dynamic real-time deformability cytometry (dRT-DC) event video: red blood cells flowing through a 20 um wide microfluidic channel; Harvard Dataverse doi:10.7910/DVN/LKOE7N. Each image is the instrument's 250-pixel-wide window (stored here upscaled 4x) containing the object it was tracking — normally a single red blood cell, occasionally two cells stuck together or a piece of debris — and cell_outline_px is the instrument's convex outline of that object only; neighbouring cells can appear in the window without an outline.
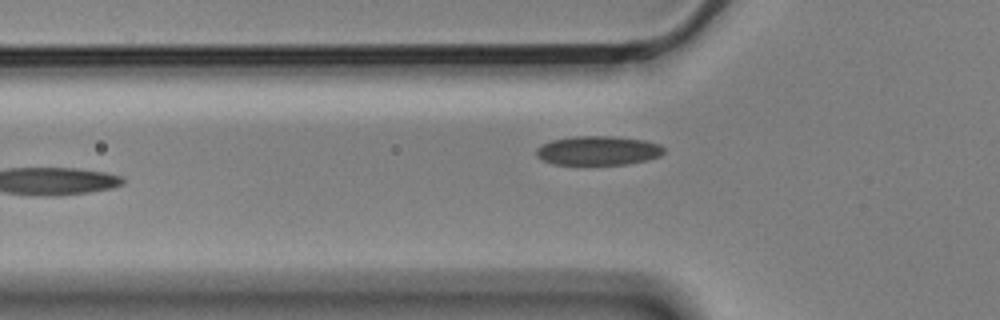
{"species": "Egyptian fruit bat (a non-hibernating species)", "species_latin": "Rousettus aegyptiacus", "temperature_condition": "cold", "stored_images_in_passage": 8, "camera_frame_rate_fps": 3000, "um_per_image_px": 0.085, "animal": {"sex": "male"}, "frame": {"image": 1, "passage_image": 6, "time_ms": 1.667, "image_size_px": [1000, 320], "cell_outline_px": [[664, 152], [660, 156], [628, 164], [552, 164], [540, 160], [536, 156], [536, 148], [540, 144], [552, 140], [572, 136], [612, 136], [644, 140], [660, 144], [664, 148]], "centroid_in_image_um": [50.79, 12.79], "position_along_channel_um": 75.0, "area_um2": 21.79}}
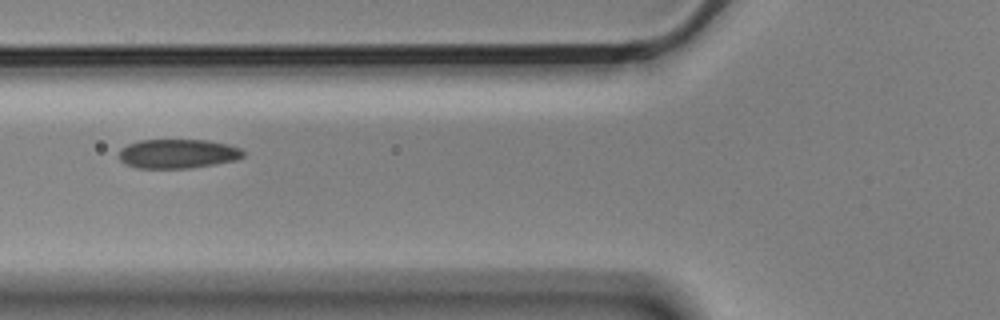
{"frame": {"image": 2, "passage_image": 7, "time_ms": 2.0, "image_size_px": [1000, 320], "cell_outline_px": [[244, 156], [236, 160], [216, 164], [188, 168], [136, 168], [124, 164], [120, 160], [120, 148], [128, 144], [140, 140], [208, 140], [228, 144], [240, 148], [244, 152]], "centroid_in_image_um": [15.11, 13.07], "position_along_channel_um": 110.7, "area_um2": 21.27}}
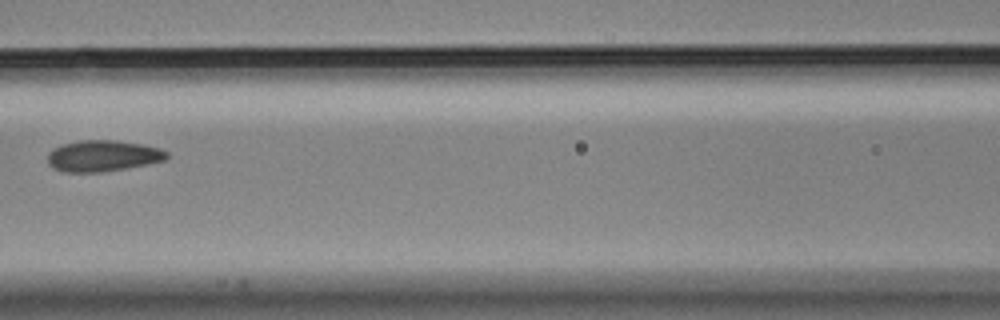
{"frame": {"image": 3, "passage_image": 8, "time_ms": 2.333, "image_size_px": [1000, 320], "cell_outline_px": [[168, 156], [164, 160], [148, 164], [100, 172], [64, 172], [52, 168], [48, 164], [48, 152], [64, 144], [80, 140], [116, 140], [140, 144], [160, 148], [168, 152]], "centroid_in_image_um": [8.73, 13.25], "position_along_channel_um": 157.9, "area_um2": 21.5}}